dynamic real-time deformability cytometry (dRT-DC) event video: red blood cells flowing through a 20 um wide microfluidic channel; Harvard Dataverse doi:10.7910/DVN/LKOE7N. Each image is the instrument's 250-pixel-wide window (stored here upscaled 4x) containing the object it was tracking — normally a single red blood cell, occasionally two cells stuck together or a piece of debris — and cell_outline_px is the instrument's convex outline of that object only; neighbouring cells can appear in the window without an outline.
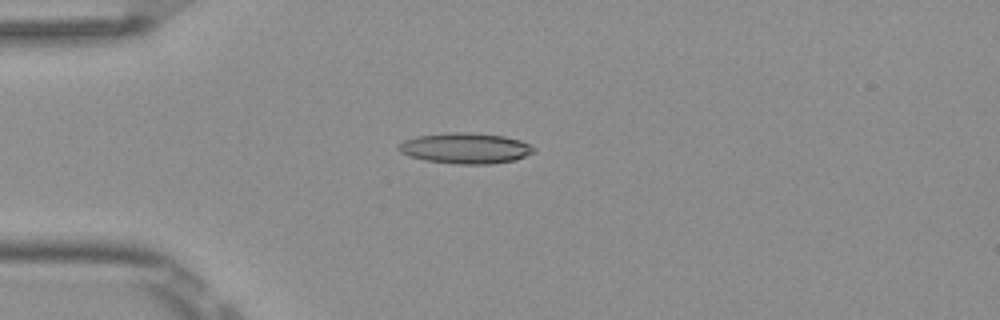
{"species": "Egyptian fruit bat (a non-hibernating species)", "species_latin": "Rousettus aegyptiacus", "temperature_condition": "room temperature", "stored_images_in_passage": 8, "camera_frame_rate_fps": 3000, "um_per_image_px": 0.085, "frame": {"image": 1, "passage_image": 4, "time_ms": 1.0, "image_size_px": [1000, 320], "cell_outline_px": [[536, 152], [516, 160], [492, 164], [456, 164], [424, 160], [408, 156], [400, 152], [396, 148], [404, 140], [416, 136], [452, 132], [468, 132], [504, 136], [520, 140], [536, 148]], "centroid_in_image_um": [39.57, 12.6], "position_along_channel_um": 45.4, "area_um2": 24.39}}
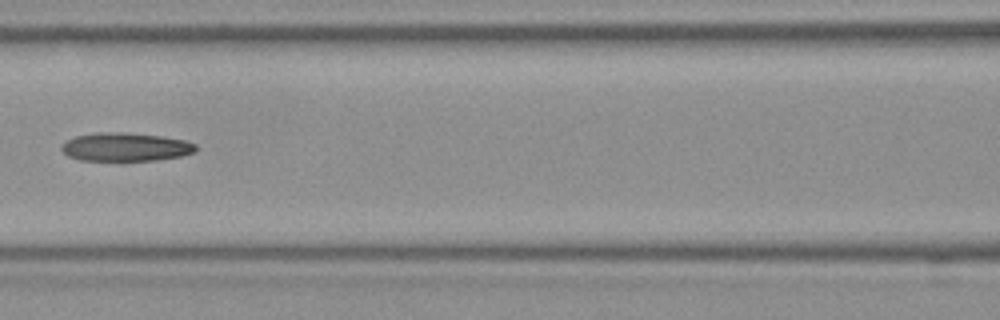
{"frame": {"image": 2, "passage_image": 7, "time_ms": 2.0, "image_size_px": [1000, 320], "cell_outline_px": [[196, 152], [180, 156], [160, 160], [80, 160], [68, 156], [60, 148], [64, 140], [76, 136], [100, 132], [124, 132], [160, 136], [184, 140], [196, 144]], "centroid_in_image_um": [10.66, 12.49], "position_along_channel_um": 155.9, "area_um2": 22.25}}
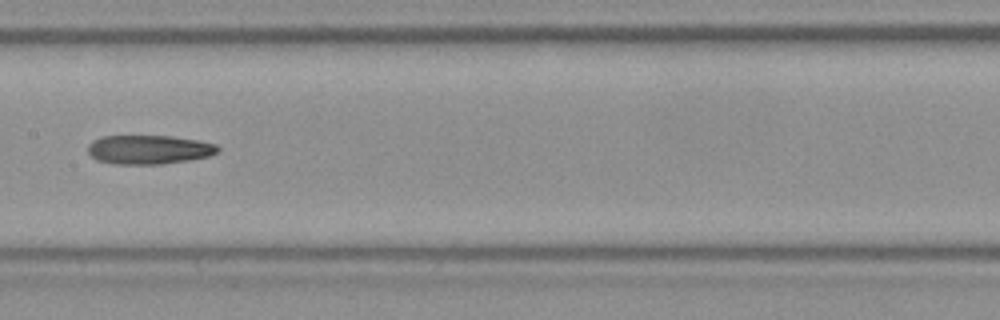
{"frame": {"image": 3, "passage_image": 8, "time_ms": 2.333, "image_size_px": [1000, 320], "cell_outline_px": [[220, 152], [212, 156], [192, 160], [160, 164], [112, 164], [96, 160], [88, 152], [88, 144], [92, 140], [100, 136], [172, 136], [196, 140], [216, 144], [220, 148]], "centroid_in_image_um": [12.68, 12.72], "position_along_channel_um": 194.7, "area_um2": 22.31}}